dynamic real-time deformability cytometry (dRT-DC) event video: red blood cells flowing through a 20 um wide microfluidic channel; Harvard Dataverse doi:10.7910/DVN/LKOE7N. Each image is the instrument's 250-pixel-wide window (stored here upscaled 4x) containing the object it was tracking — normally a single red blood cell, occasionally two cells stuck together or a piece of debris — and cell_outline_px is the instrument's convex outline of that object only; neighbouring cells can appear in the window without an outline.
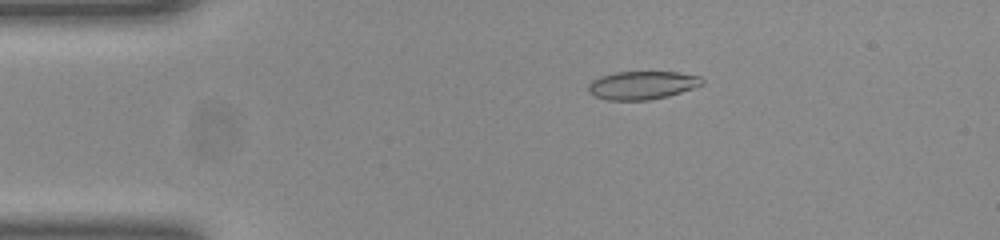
{"species": "common noctule bat (a hibernating species)", "species_latin": "Nyctalus noctula", "temperature_condition": "room temperature", "stored_images_in_passage": 51, "camera_frame_rate_fps": 3000, "um_per_image_px": 0.085, "animal": {"sex": "female", "body_mass_g": 23.0, "forearm_length_mm": 53.4}, "frame": {"image": 1, "passage_image": 10, "time_ms": 3.0, "image_size_px": [1000, 240], "cell_outline_px": [[704, 84], [668, 96], [648, 100], [608, 100], [596, 96], [588, 92], [588, 84], [592, 80], [600, 76], [616, 72], [676, 72], [700, 76], [704, 80]], "centroid_in_image_um": [54.58, 7.24], "position_along_channel_um": 30.4, "area_um2": 18.67}}
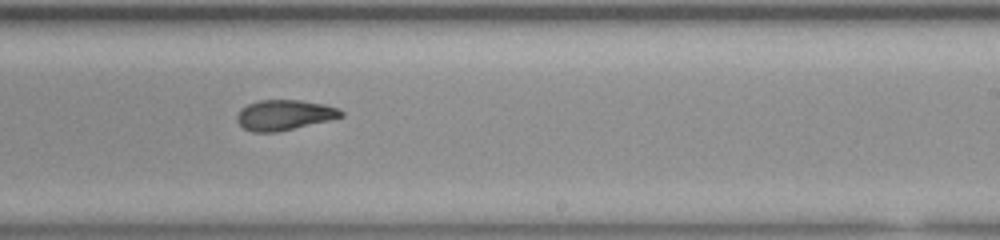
{"frame": {"image": 2, "passage_image": 31, "time_ms": 10.0, "image_size_px": [1000, 240], "cell_outline_px": [[344, 116], [328, 120], [276, 132], [252, 132], [244, 128], [236, 120], [236, 116], [240, 108], [248, 104], [260, 100], [300, 100], [324, 104], [340, 108], [344, 112]], "centroid_in_image_um": [24.16, 9.76], "position_along_channel_um": 264.8, "area_um2": 18.32}}
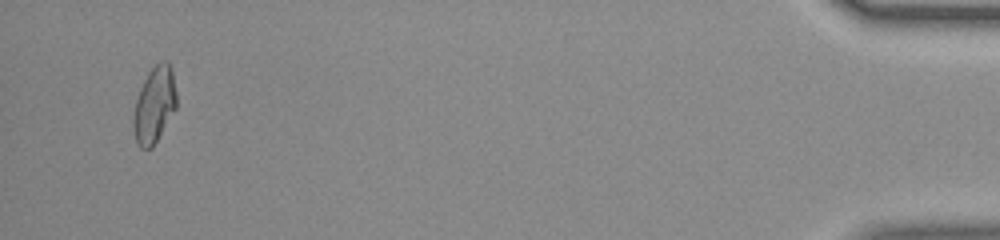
{"frame": {"image": 3, "passage_image": 49, "time_ms": 16.0, "image_size_px": [1000, 240], "cell_outline_px": [[176, 108], [152, 148], [140, 148], [136, 144], [132, 128], [132, 120], [136, 100], [140, 88], [148, 72], [160, 60], [168, 60], [172, 68], [176, 92]], "centroid_in_image_um": [13.11, 8.91], "position_along_channel_um": 422.1, "area_um2": 19.31}, "authors_computed_cell_mechanics": {"area_um2": 19.074, "velocity_mm_per_s": 4.0481, "shape_relaxation_time_tau1_ms": null, "shape_relaxation_time_tau2_ms": 1.6234, "deformation_change_tau1": null, "deformation_change_tau2": 0.0782}}